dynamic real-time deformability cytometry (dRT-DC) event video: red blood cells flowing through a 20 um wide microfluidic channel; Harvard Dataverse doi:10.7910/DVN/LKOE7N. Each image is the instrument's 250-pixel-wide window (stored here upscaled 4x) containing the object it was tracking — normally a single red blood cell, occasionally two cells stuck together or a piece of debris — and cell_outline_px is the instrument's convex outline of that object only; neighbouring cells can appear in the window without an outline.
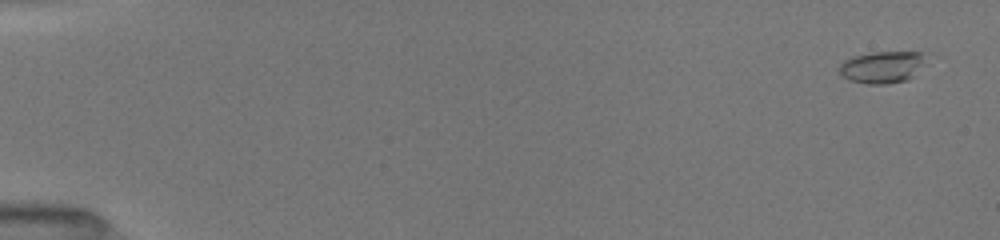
{"species": "common noctule bat (a hibernating species)", "species_latin": "Nyctalus noctula", "temperature_condition": "room temperature", "stored_images_in_passage": 43, "camera_frame_rate_fps": 3000, "um_per_image_px": 0.085, "animal": {"sex": "female", "body_mass_g": 19.5, "forearm_length_mm": 54.1}, "frame": {"image": 1, "passage_image": 1, "time_ms": 0.0, "image_size_px": [1000, 240], "cell_outline_px": [[920, 60], [912, 76], [908, 80], [884, 84], [868, 84], [848, 80], [840, 72], [840, 64], [844, 60], [852, 56], [872, 52], [920, 52]], "centroid_in_image_um": [74.84, 5.71], "position_along_channel_um": 10.2, "area_um2": 15.37}}
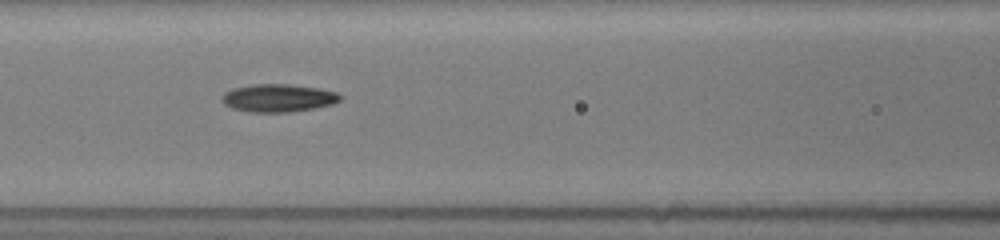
{"frame": {"image": 2, "passage_image": 18, "time_ms": 7.333, "image_size_px": [1000, 240], "cell_outline_px": [[344, 96], [340, 100], [332, 104], [316, 108], [288, 112], [248, 112], [232, 108], [224, 104], [220, 100], [220, 96], [224, 92], [232, 88], [252, 84], [288, 84], [320, 88], [336, 92]], "centroid_in_image_um": [23.63, 8.32], "position_along_channel_um": 143.0, "area_um2": 19.48}}
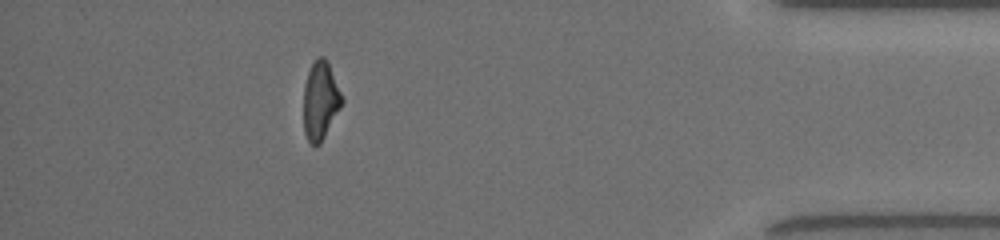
{"frame": {"image": 3, "passage_image": 38, "time_ms": 15.0, "image_size_px": [1000, 240], "cell_outline_px": [[344, 100], [340, 108], [320, 144], [312, 144], [308, 140], [304, 132], [304, 84], [308, 72], [316, 56], [324, 56], [328, 60]], "centroid_in_image_um": [27.24, 8.5], "position_along_channel_um": 408.0, "area_um2": 17.46}, "authors_computed_cell_mechanics": {"area_um2": 17.8602, "velocity_mm_per_s": 4.0159, "shape_relaxation_time_tau1_ms": 6.1912, "shape_relaxation_time_tau2_ms": 2.2012, "deformation_change_tau1": 0.194, "deformation_change_tau2": 0.0968}}